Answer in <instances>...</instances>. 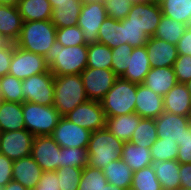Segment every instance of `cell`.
Wrapping results in <instances>:
<instances>
[{"label":"cell","mask_w":191,"mask_h":190,"mask_svg":"<svg viewBox=\"0 0 191 190\" xmlns=\"http://www.w3.org/2000/svg\"><path fill=\"white\" fill-rule=\"evenodd\" d=\"M2 133H3V131H2V129L0 128V141H1Z\"/></svg>","instance_id":"obj_61"},{"label":"cell","mask_w":191,"mask_h":190,"mask_svg":"<svg viewBox=\"0 0 191 190\" xmlns=\"http://www.w3.org/2000/svg\"><path fill=\"white\" fill-rule=\"evenodd\" d=\"M102 172L108 183L130 190L134 172L122 159L110 162L102 169Z\"/></svg>","instance_id":"obj_30"},{"label":"cell","mask_w":191,"mask_h":190,"mask_svg":"<svg viewBox=\"0 0 191 190\" xmlns=\"http://www.w3.org/2000/svg\"><path fill=\"white\" fill-rule=\"evenodd\" d=\"M151 69L146 46L136 47L129 55L126 72L120 77L135 84H143L145 77Z\"/></svg>","instance_id":"obj_20"},{"label":"cell","mask_w":191,"mask_h":190,"mask_svg":"<svg viewBox=\"0 0 191 190\" xmlns=\"http://www.w3.org/2000/svg\"><path fill=\"white\" fill-rule=\"evenodd\" d=\"M134 3L137 2H151L152 0H132Z\"/></svg>","instance_id":"obj_59"},{"label":"cell","mask_w":191,"mask_h":190,"mask_svg":"<svg viewBox=\"0 0 191 190\" xmlns=\"http://www.w3.org/2000/svg\"><path fill=\"white\" fill-rule=\"evenodd\" d=\"M88 100L101 101L118 77L112 69L86 67L81 73Z\"/></svg>","instance_id":"obj_11"},{"label":"cell","mask_w":191,"mask_h":190,"mask_svg":"<svg viewBox=\"0 0 191 190\" xmlns=\"http://www.w3.org/2000/svg\"><path fill=\"white\" fill-rule=\"evenodd\" d=\"M145 46L151 68L173 67L178 57L176 45L155 37H149Z\"/></svg>","instance_id":"obj_18"},{"label":"cell","mask_w":191,"mask_h":190,"mask_svg":"<svg viewBox=\"0 0 191 190\" xmlns=\"http://www.w3.org/2000/svg\"><path fill=\"white\" fill-rule=\"evenodd\" d=\"M156 132L158 138L174 140L179 145V141L184 136L186 129L191 125L188 116H181L163 112L155 119Z\"/></svg>","instance_id":"obj_16"},{"label":"cell","mask_w":191,"mask_h":190,"mask_svg":"<svg viewBox=\"0 0 191 190\" xmlns=\"http://www.w3.org/2000/svg\"><path fill=\"white\" fill-rule=\"evenodd\" d=\"M177 190H191V189L188 187H179Z\"/></svg>","instance_id":"obj_60"},{"label":"cell","mask_w":191,"mask_h":190,"mask_svg":"<svg viewBox=\"0 0 191 190\" xmlns=\"http://www.w3.org/2000/svg\"><path fill=\"white\" fill-rule=\"evenodd\" d=\"M45 57L17 47H13V56L8 74L24 80L35 74L47 72Z\"/></svg>","instance_id":"obj_9"},{"label":"cell","mask_w":191,"mask_h":190,"mask_svg":"<svg viewBox=\"0 0 191 190\" xmlns=\"http://www.w3.org/2000/svg\"><path fill=\"white\" fill-rule=\"evenodd\" d=\"M107 17L103 3L96 0H84L77 25L81 28L85 44L98 41L101 24Z\"/></svg>","instance_id":"obj_8"},{"label":"cell","mask_w":191,"mask_h":190,"mask_svg":"<svg viewBox=\"0 0 191 190\" xmlns=\"http://www.w3.org/2000/svg\"><path fill=\"white\" fill-rule=\"evenodd\" d=\"M16 44L11 42L6 48L0 49V77L8 74L13 56V47Z\"/></svg>","instance_id":"obj_50"},{"label":"cell","mask_w":191,"mask_h":190,"mask_svg":"<svg viewBox=\"0 0 191 190\" xmlns=\"http://www.w3.org/2000/svg\"><path fill=\"white\" fill-rule=\"evenodd\" d=\"M10 43L11 41L0 33V49L6 48Z\"/></svg>","instance_id":"obj_54"},{"label":"cell","mask_w":191,"mask_h":190,"mask_svg":"<svg viewBox=\"0 0 191 190\" xmlns=\"http://www.w3.org/2000/svg\"><path fill=\"white\" fill-rule=\"evenodd\" d=\"M108 183L102 169L92 168L89 165L83 168L78 190H103Z\"/></svg>","instance_id":"obj_38"},{"label":"cell","mask_w":191,"mask_h":190,"mask_svg":"<svg viewBox=\"0 0 191 190\" xmlns=\"http://www.w3.org/2000/svg\"><path fill=\"white\" fill-rule=\"evenodd\" d=\"M56 40L63 46L87 45L84 42L82 30L78 25L58 28L56 30Z\"/></svg>","instance_id":"obj_44"},{"label":"cell","mask_w":191,"mask_h":190,"mask_svg":"<svg viewBox=\"0 0 191 190\" xmlns=\"http://www.w3.org/2000/svg\"><path fill=\"white\" fill-rule=\"evenodd\" d=\"M22 23L17 6L0 5V33L11 42L19 39Z\"/></svg>","instance_id":"obj_25"},{"label":"cell","mask_w":191,"mask_h":190,"mask_svg":"<svg viewBox=\"0 0 191 190\" xmlns=\"http://www.w3.org/2000/svg\"><path fill=\"white\" fill-rule=\"evenodd\" d=\"M60 148L51 135L35 136L31 156L39 164L43 172L56 171L60 168Z\"/></svg>","instance_id":"obj_13"},{"label":"cell","mask_w":191,"mask_h":190,"mask_svg":"<svg viewBox=\"0 0 191 190\" xmlns=\"http://www.w3.org/2000/svg\"><path fill=\"white\" fill-rule=\"evenodd\" d=\"M141 119L142 117L135 112L120 116L106 117V128L119 140L126 143L130 141Z\"/></svg>","instance_id":"obj_23"},{"label":"cell","mask_w":191,"mask_h":190,"mask_svg":"<svg viewBox=\"0 0 191 190\" xmlns=\"http://www.w3.org/2000/svg\"><path fill=\"white\" fill-rule=\"evenodd\" d=\"M163 112V97L144 84H137L135 113L142 118L156 119Z\"/></svg>","instance_id":"obj_17"},{"label":"cell","mask_w":191,"mask_h":190,"mask_svg":"<svg viewBox=\"0 0 191 190\" xmlns=\"http://www.w3.org/2000/svg\"><path fill=\"white\" fill-rule=\"evenodd\" d=\"M177 83L173 67L151 68L143 82L146 87L162 97Z\"/></svg>","instance_id":"obj_22"},{"label":"cell","mask_w":191,"mask_h":190,"mask_svg":"<svg viewBox=\"0 0 191 190\" xmlns=\"http://www.w3.org/2000/svg\"><path fill=\"white\" fill-rule=\"evenodd\" d=\"M173 69L178 83H186L191 80V56L178 55Z\"/></svg>","instance_id":"obj_46"},{"label":"cell","mask_w":191,"mask_h":190,"mask_svg":"<svg viewBox=\"0 0 191 190\" xmlns=\"http://www.w3.org/2000/svg\"><path fill=\"white\" fill-rule=\"evenodd\" d=\"M60 152H61L60 168L66 166L84 168L88 165L87 148L61 147Z\"/></svg>","instance_id":"obj_40"},{"label":"cell","mask_w":191,"mask_h":190,"mask_svg":"<svg viewBox=\"0 0 191 190\" xmlns=\"http://www.w3.org/2000/svg\"><path fill=\"white\" fill-rule=\"evenodd\" d=\"M180 187L191 189V163H180Z\"/></svg>","instance_id":"obj_52"},{"label":"cell","mask_w":191,"mask_h":190,"mask_svg":"<svg viewBox=\"0 0 191 190\" xmlns=\"http://www.w3.org/2000/svg\"><path fill=\"white\" fill-rule=\"evenodd\" d=\"M20 0H0V5L17 6Z\"/></svg>","instance_id":"obj_55"},{"label":"cell","mask_w":191,"mask_h":190,"mask_svg":"<svg viewBox=\"0 0 191 190\" xmlns=\"http://www.w3.org/2000/svg\"><path fill=\"white\" fill-rule=\"evenodd\" d=\"M87 100L80 74L54 76L53 106L62 117Z\"/></svg>","instance_id":"obj_4"},{"label":"cell","mask_w":191,"mask_h":190,"mask_svg":"<svg viewBox=\"0 0 191 190\" xmlns=\"http://www.w3.org/2000/svg\"><path fill=\"white\" fill-rule=\"evenodd\" d=\"M178 55L191 56V27H187L184 34L176 44Z\"/></svg>","instance_id":"obj_51"},{"label":"cell","mask_w":191,"mask_h":190,"mask_svg":"<svg viewBox=\"0 0 191 190\" xmlns=\"http://www.w3.org/2000/svg\"><path fill=\"white\" fill-rule=\"evenodd\" d=\"M97 42L107 45L111 49L125 44L122 23L106 17L99 28Z\"/></svg>","instance_id":"obj_31"},{"label":"cell","mask_w":191,"mask_h":190,"mask_svg":"<svg viewBox=\"0 0 191 190\" xmlns=\"http://www.w3.org/2000/svg\"><path fill=\"white\" fill-rule=\"evenodd\" d=\"M45 62L54 76L80 74L87 67V45L63 46L56 40Z\"/></svg>","instance_id":"obj_1"},{"label":"cell","mask_w":191,"mask_h":190,"mask_svg":"<svg viewBox=\"0 0 191 190\" xmlns=\"http://www.w3.org/2000/svg\"><path fill=\"white\" fill-rule=\"evenodd\" d=\"M33 190H60L57 172H43L38 185Z\"/></svg>","instance_id":"obj_48"},{"label":"cell","mask_w":191,"mask_h":190,"mask_svg":"<svg viewBox=\"0 0 191 190\" xmlns=\"http://www.w3.org/2000/svg\"><path fill=\"white\" fill-rule=\"evenodd\" d=\"M187 87V90L189 91V93L191 94V80L187 81L186 83H184Z\"/></svg>","instance_id":"obj_58"},{"label":"cell","mask_w":191,"mask_h":190,"mask_svg":"<svg viewBox=\"0 0 191 190\" xmlns=\"http://www.w3.org/2000/svg\"><path fill=\"white\" fill-rule=\"evenodd\" d=\"M104 4L107 17L121 21L125 19L133 5L132 0H96Z\"/></svg>","instance_id":"obj_43"},{"label":"cell","mask_w":191,"mask_h":190,"mask_svg":"<svg viewBox=\"0 0 191 190\" xmlns=\"http://www.w3.org/2000/svg\"><path fill=\"white\" fill-rule=\"evenodd\" d=\"M24 102L52 106L54 104V74L48 70L22 80Z\"/></svg>","instance_id":"obj_7"},{"label":"cell","mask_w":191,"mask_h":190,"mask_svg":"<svg viewBox=\"0 0 191 190\" xmlns=\"http://www.w3.org/2000/svg\"><path fill=\"white\" fill-rule=\"evenodd\" d=\"M64 117L91 132L106 128V115L99 101L87 100Z\"/></svg>","instance_id":"obj_12"},{"label":"cell","mask_w":191,"mask_h":190,"mask_svg":"<svg viewBox=\"0 0 191 190\" xmlns=\"http://www.w3.org/2000/svg\"><path fill=\"white\" fill-rule=\"evenodd\" d=\"M130 190H162L153 165L144 167L133 173Z\"/></svg>","instance_id":"obj_37"},{"label":"cell","mask_w":191,"mask_h":190,"mask_svg":"<svg viewBox=\"0 0 191 190\" xmlns=\"http://www.w3.org/2000/svg\"><path fill=\"white\" fill-rule=\"evenodd\" d=\"M162 15L158 2H137L133 3L125 19L128 20L129 26H135L143 30L149 37H153Z\"/></svg>","instance_id":"obj_10"},{"label":"cell","mask_w":191,"mask_h":190,"mask_svg":"<svg viewBox=\"0 0 191 190\" xmlns=\"http://www.w3.org/2000/svg\"><path fill=\"white\" fill-rule=\"evenodd\" d=\"M123 25L124 41L131 47H142L148 42L149 36L141 29L135 26H129L127 19L120 21Z\"/></svg>","instance_id":"obj_45"},{"label":"cell","mask_w":191,"mask_h":190,"mask_svg":"<svg viewBox=\"0 0 191 190\" xmlns=\"http://www.w3.org/2000/svg\"><path fill=\"white\" fill-rule=\"evenodd\" d=\"M0 95L3 101L23 103L22 80L10 74L1 76Z\"/></svg>","instance_id":"obj_36"},{"label":"cell","mask_w":191,"mask_h":190,"mask_svg":"<svg viewBox=\"0 0 191 190\" xmlns=\"http://www.w3.org/2000/svg\"><path fill=\"white\" fill-rule=\"evenodd\" d=\"M0 128L3 132L26 129L22 103L2 100L0 105Z\"/></svg>","instance_id":"obj_27"},{"label":"cell","mask_w":191,"mask_h":190,"mask_svg":"<svg viewBox=\"0 0 191 190\" xmlns=\"http://www.w3.org/2000/svg\"><path fill=\"white\" fill-rule=\"evenodd\" d=\"M13 162L10 158L0 153V187L4 188L5 185L13 180L12 168Z\"/></svg>","instance_id":"obj_49"},{"label":"cell","mask_w":191,"mask_h":190,"mask_svg":"<svg viewBox=\"0 0 191 190\" xmlns=\"http://www.w3.org/2000/svg\"><path fill=\"white\" fill-rule=\"evenodd\" d=\"M164 111L188 116L191 111V94L184 83H177L167 94L163 96Z\"/></svg>","instance_id":"obj_21"},{"label":"cell","mask_w":191,"mask_h":190,"mask_svg":"<svg viewBox=\"0 0 191 190\" xmlns=\"http://www.w3.org/2000/svg\"><path fill=\"white\" fill-rule=\"evenodd\" d=\"M103 190H125V189L112 185L111 183H107Z\"/></svg>","instance_id":"obj_57"},{"label":"cell","mask_w":191,"mask_h":190,"mask_svg":"<svg viewBox=\"0 0 191 190\" xmlns=\"http://www.w3.org/2000/svg\"><path fill=\"white\" fill-rule=\"evenodd\" d=\"M90 135L91 131L61 117L51 136L60 147L87 148Z\"/></svg>","instance_id":"obj_15"},{"label":"cell","mask_w":191,"mask_h":190,"mask_svg":"<svg viewBox=\"0 0 191 190\" xmlns=\"http://www.w3.org/2000/svg\"><path fill=\"white\" fill-rule=\"evenodd\" d=\"M124 142L107 128L91 132L88 152V165L103 169L110 162L120 160Z\"/></svg>","instance_id":"obj_2"},{"label":"cell","mask_w":191,"mask_h":190,"mask_svg":"<svg viewBox=\"0 0 191 190\" xmlns=\"http://www.w3.org/2000/svg\"><path fill=\"white\" fill-rule=\"evenodd\" d=\"M121 159L133 172L150 166L153 163L149 148L137 146L130 141L124 143Z\"/></svg>","instance_id":"obj_29"},{"label":"cell","mask_w":191,"mask_h":190,"mask_svg":"<svg viewBox=\"0 0 191 190\" xmlns=\"http://www.w3.org/2000/svg\"><path fill=\"white\" fill-rule=\"evenodd\" d=\"M43 170L33 157L27 156L13 162V180L28 190H33L41 179Z\"/></svg>","instance_id":"obj_19"},{"label":"cell","mask_w":191,"mask_h":190,"mask_svg":"<svg viewBox=\"0 0 191 190\" xmlns=\"http://www.w3.org/2000/svg\"><path fill=\"white\" fill-rule=\"evenodd\" d=\"M156 131L155 119L142 118L132 134L130 142L151 149L154 141L158 139Z\"/></svg>","instance_id":"obj_35"},{"label":"cell","mask_w":191,"mask_h":190,"mask_svg":"<svg viewBox=\"0 0 191 190\" xmlns=\"http://www.w3.org/2000/svg\"><path fill=\"white\" fill-rule=\"evenodd\" d=\"M187 27L188 25L177 22L172 18L162 15L157 27V31L153 37L176 45Z\"/></svg>","instance_id":"obj_33"},{"label":"cell","mask_w":191,"mask_h":190,"mask_svg":"<svg viewBox=\"0 0 191 190\" xmlns=\"http://www.w3.org/2000/svg\"><path fill=\"white\" fill-rule=\"evenodd\" d=\"M152 1H153V2H158V3H159L161 0H152Z\"/></svg>","instance_id":"obj_62"},{"label":"cell","mask_w":191,"mask_h":190,"mask_svg":"<svg viewBox=\"0 0 191 190\" xmlns=\"http://www.w3.org/2000/svg\"><path fill=\"white\" fill-rule=\"evenodd\" d=\"M25 128L34 136L52 135L60 118L56 108L31 102L22 103Z\"/></svg>","instance_id":"obj_6"},{"label":"cell","mask_w":191,"mask_h":190,"mask_svg":"<svg viewBox=\"0 0 191 190\" xmlns=\"http://www.w3.org/2000/svg\"><path fill=\"white\" fill-rule=\"evenodd\" d=\"M17 8L23 22L51 20L53 11L48 0H20Z\"/></svg>","instance_id":"obj_26"},{"label":"cell","mask_w":191,"mask_h":190,"mask_svg":"<svg viewBox=\"0 0 191 190\" xmlns=\"http://www.w3.org/2000/svg\"><path fill=\"white\" fill-rule=\"evenodd\" d=\"M133 49L127 43L112 48V70L118 78L126 72L129 55H131Z\"/></svg>","instance_id":"obj_42"},{"label":"cell","mask_w":191,"mask_h":190,"mask_svg":"<svg viewBox=\"0 0 191 190\" xmlns=\"http://www.w3.org/2000/svg\"><path fill=\"white\" fill-rule=\"evenodd\" d=\"M4 190H28L26 189L23 185H21L20 183L11 180L10 182H8L5 187Z\"/></svg>","instance_id":"obj_53"},{"label":"cell","mask_w":191,"mask_h":190,"mask_svg":"<svg viewBox=\"0 0 191 190\" xmlns=\"http://www.w3.org/2000/svg\"><path fill=\"white\" fill-rule=\"evenodd\" d=\"M179 163H191V125L179 141L177 159Z\"/></svg>","instance_id":"obj_47"},{"label":"cell","mask_w":191,"mask_h":190,"mask_svg":"<svg viewBox=\"0 0 191 190\" xmlns=\"http://www.w3.org/2000/svg\"><path fill=\"white\" fill-rule=\"evenodd\" d=\"M162 190H177L180 187V163L177 160H165L152 163Z\"/></svg>","instance_id":"obj_28"},{"label":"cell","mask_w":191,"mask_h":190,"mask_svg":"<svg viewBox=\"0 0 191 190\" xmlns=\"http://www.w3.org/2000/svg\"><path fill=\"white\" fill-rule=\"evenodd\" d=\"M137 84L118 78L100 101L106 117L135 112Z\"/></svg>","instance_id":"obj_5"},{"label":"cell","mask_w":191,"mask_h":190,"mask_svg":"<svg viewBox=\"0 0 191 190\" xmlns=\"http://www.w3.org/2000/svg\"><path fill=\"white\" fill-rule=\"evenodd\" d=\"M51 3L52 9L57 7V3L73 2V0H48Z\"/></svg>","instance_id":"obj_56"},{"label":"cell","mask_w":191,"mask_h":190,"mask_svg":"<svg viewBox=\"0 0 191 190\" xmlns=\"http://www.w3.org/2000/svg\"><path fill=\"white\" fill-rule=\"evenodd\" d=\"M83 168L66 166L56 170L60 190H78Z\"/></svg>","instance_id":"obj_41"},{"label":"cell","mask_w":191,"mask_h":190,"mask_svg":"<svg viewBox=\"0 0 191 190\" xmlns=\"http://www.w3.org/2000/svg\"><path fill=\"white\" fill-rule=\"evenodd\" d=\"M112 49L96 42L87 45V67L112 69Z\"/></svg>","instance_id":"obj_34"},{"label":"cell","mask_w":191,"mask_h":190,"mask_svg":"<svg viewBox=\"0 0 191 190\" xmlns=\"http://www.w3.org/2000/svg\"><path fill=\"white\" fill-rule=\"evenodd\" d=\"M57 28L51 20L23 22L16 46L44 56L56 41Z\"/></svg>","instance_id":"obj_3"},{"label":"cell","mask_w":191,"mask_h":190,"mask_svg":"<svg viewBox=\"0 0 191 190\" xmlns=\"http://www.w3.org/2000/svg\"><path fill=\"white\" fill-rule=\"evenodd\" d=\"M162 14L191 27V0H161Z\"/></svg>","instance_id":"obj_32"},{"label":"cell","mask_w":191,"mask_h":190,"mask_svg":"<svg viewBox=\"0 0 191 190\" xmlns=\"http://www.w3.org/2000/svg\"><path fill=\"white\" fill-rule=\"evenodd\" d=\"M84 0H73V2L57 3L52 11V24L58 28L76 26Z\"/></svg>","instance_id":"obj_24"},{"label":"cell","mask_w":191,"mask_h":190,"mask_svg":"<svg viewBox=\"0 0 191 190\" xmlns=\"http://www.w3.org/2000/svg\"><path fill=\"white\" fill-rule=\"evenodd\" d=\"M178 148L179 145L176 141L158 138L150 149L152 161L176 160Z\"/></svg>","instance_id":"obj_39"},{"label":"cell","mask_w":191,"mask_h":190,"mask_svg":"<svg viewBox=\"0 0 191 190\" xmlns=\"http://www.w3.org/2000/svg\"><path fill=\"white\" fill-rule=\"evenodd\" d=\"M34 138L35 136L26 129L3 132L0 153L12 161L30 156Z\"/></svg>","instance_id":"obj_14"}]
</instances>
